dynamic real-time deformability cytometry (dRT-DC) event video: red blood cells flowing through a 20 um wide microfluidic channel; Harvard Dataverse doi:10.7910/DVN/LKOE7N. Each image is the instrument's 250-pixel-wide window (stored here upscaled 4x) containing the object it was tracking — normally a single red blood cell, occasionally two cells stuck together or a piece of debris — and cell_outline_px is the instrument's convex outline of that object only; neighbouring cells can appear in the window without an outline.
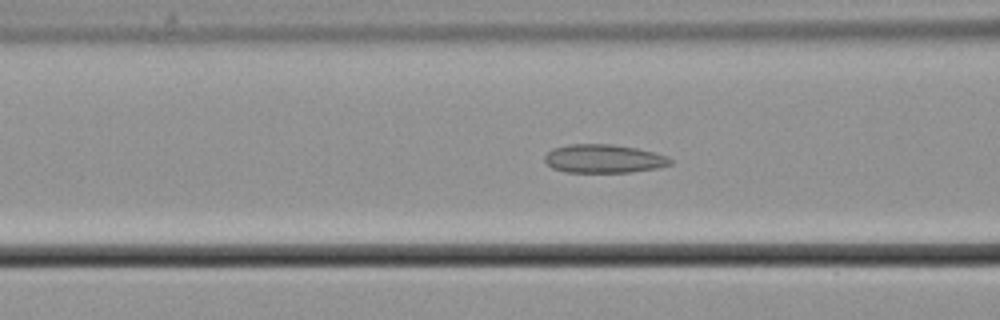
{"species": "common noctule bat (a hibernating species)", "species_latin": "Nyctalus noctula", "temperature_condition": "cold", "stored_images_in_passage": 55, "camera_frame_rate_fps": 3000, "um_per_image_px": 0.085, "animal": {"sex": "male", "body_mass_g": 21.5, "forearm_length_mm": 52.0}, "frame": {"image": 1, "passage_image": 22, "time_ms": 7.0, "image_size_px": [1000, 320], "cell_outline_px": [[672, 164], [660, 168], [632, 172], [564, 172], [552, 168], [544, 160], [544, 156], [552, 148], [568, 144], [612, 144], [636, 148], [668, 156], [672, 160]], "centroid_in_image_um": [51.32, 13.49], "position_along_channel_um": 115.3, "area_um2": 21.04}}
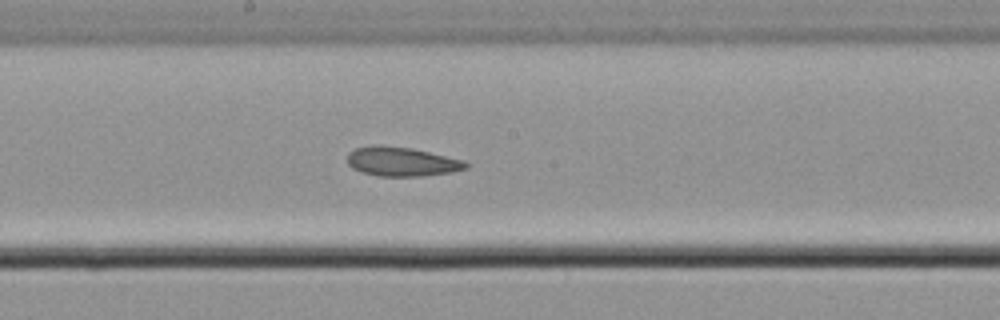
{"frame": {"image": 2, "passage_image": 30, "time_ms": 9.667, "image_size_px": [1000, 320], "cell_outline_px": [[468, 168], [452, 172], [424, 176], [376, 176], [360, 172], [352, 168], [348, 164], [348, 152], [356, 148], [372, 144], [376, 144], [412, 148], [464, 160], [468, 164]], "centroid_in_image_um": [34.12, 13.73], "position_along_channel_um": 214.1, "area_um2": 20.4}}
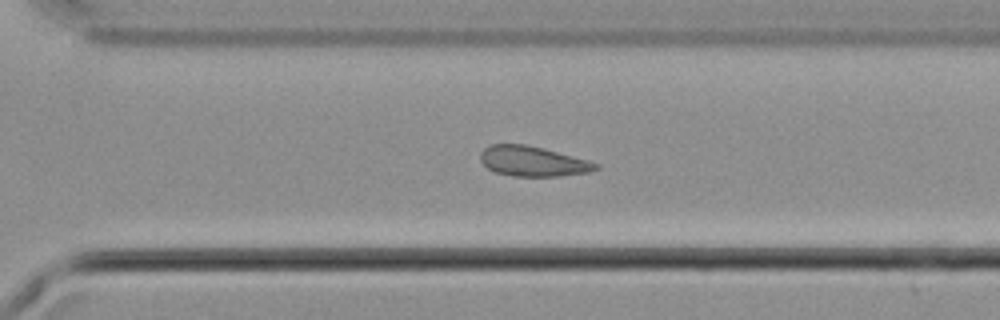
{"frame": {"image": 3, "passage_image": 39, "time_ms": 12.667, "image_size_px": [1000, 320], "cell_outline_px": [[600, 168], [588, 172], [560, 176], [512, 176], [492, 172], [480, 160], [480, 152], [488, 144], [524, 144], [544, 148], [588, 160], [600, 164]], "centroid_in_image_um": [45.27, 13.71], "position_along_channel_um": 325.3, "area_um2": 20.4}, "authors_computed_cell_mechanics": {"area_um2": 21.5016, "velocity_mm_per_s": 3.7087, "shape_relaxation_time_tau1_ms": null, "shape_relaxation_time_tau2_ms": 3.6746, "deformation_change_tau1": null, "deformation_change_tau2": 0.0941}}